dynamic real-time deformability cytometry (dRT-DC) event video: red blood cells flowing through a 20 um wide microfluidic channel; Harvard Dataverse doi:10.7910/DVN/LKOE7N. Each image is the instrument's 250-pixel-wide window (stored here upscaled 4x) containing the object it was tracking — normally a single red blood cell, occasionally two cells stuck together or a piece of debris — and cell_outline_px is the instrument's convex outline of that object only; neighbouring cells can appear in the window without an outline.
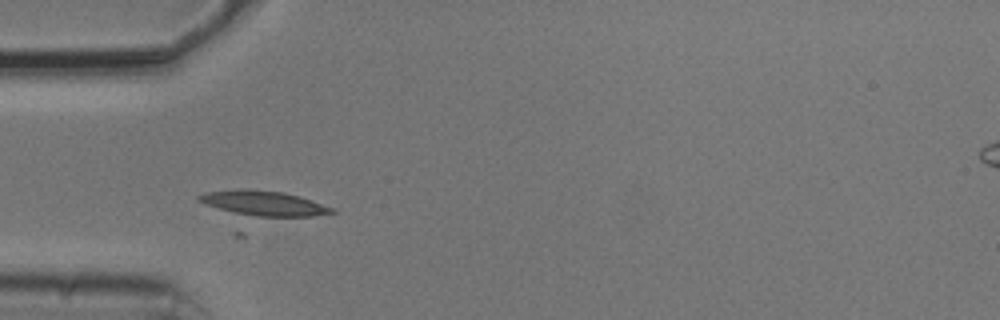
{"species": "common noctule bat (a hibernating species)", "species_latin": "Nyctalus noctula", "temperature_condition": "cold", "stored_images_in_passage": 21, "camera_frame_rate_fps": 3000, "um_per_image_px": 0.085, "animal": {"sex": "male", "body_mass_g": 20.5, "forearm_length_mm": 52.5}, "frame": {"image": 1, "passage_image": 4, "time_ms": 1.0, "image_size_px": [1000, 320], "cell_outline_px": [[336, 212], [312, 216], [240, 216], [204, 204], [196, 200], [196, 196], [208, 192], [284, 192], [300, 196], [336, 208]], "centroid_in_image_um": [22.47, 17.34], "position_along_channel_um": 62.5, "area_um2": 18.55}}
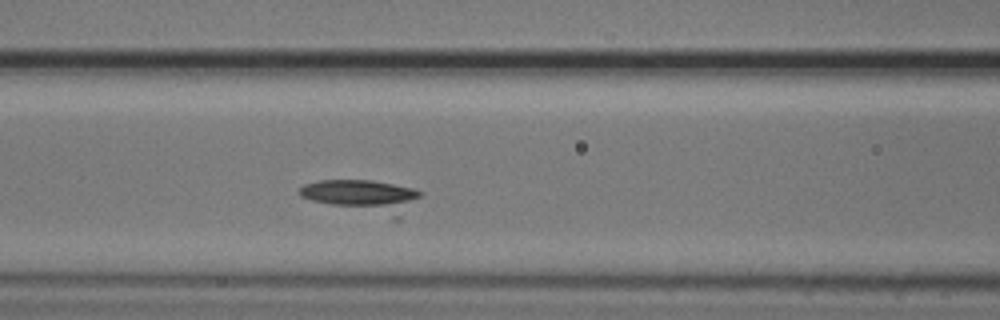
{"frame": {"image": 2, "passage_image": 10, "time_ms": 3.0, "image_size_px": [1000, 320], "cell_outline_px": [[424, 192], [400, 220], [392, 220], [312, 200], [300, 196], [300, 188], [304, 184], [316, 180], [372, 180], [412, 188]], "centroid_in_image_um": [30.91, 16.71], "position_along_channel_um": 135.7, "area_um2": 23.35}}
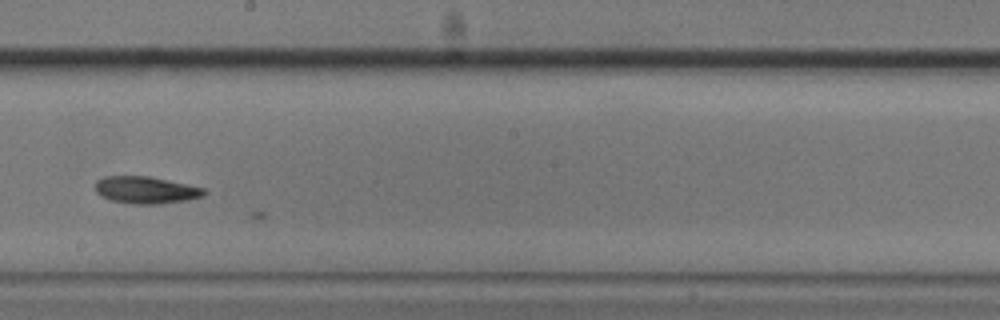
{"frame": {"image": 3, "passage_image": 18, "time_ms": 5.667, "image_size_px": [1000, 320], "cell_outline_px": [[208, 192], [204, 196], [184, 200], [156, 204], [132, 204], [112, 200], [100, 196], [96, 192], [96, 180], [104, 176], [148, 176], [204, 188]], "centroid_in_image_um": [12.38, 16.15], "position_along_channel_um": 235.8, "area_um2": 17.05}}